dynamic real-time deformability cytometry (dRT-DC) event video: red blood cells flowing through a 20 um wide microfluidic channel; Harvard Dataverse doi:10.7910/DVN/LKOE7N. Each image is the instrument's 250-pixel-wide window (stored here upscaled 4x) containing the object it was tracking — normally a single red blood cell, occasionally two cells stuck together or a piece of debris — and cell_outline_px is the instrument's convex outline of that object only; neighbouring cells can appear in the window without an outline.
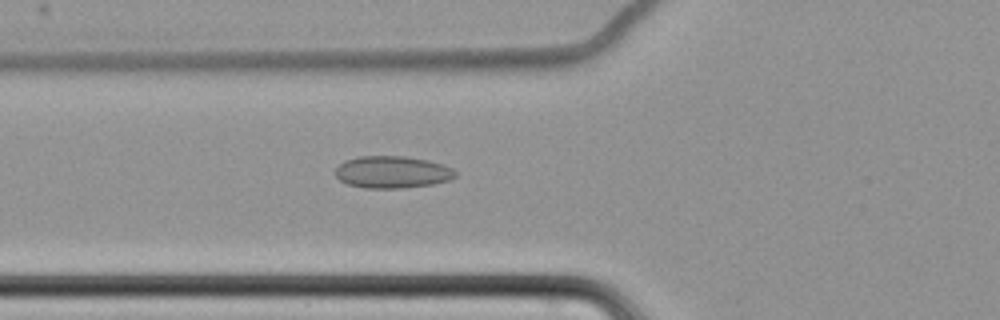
{"species": "common noctule bat (a hibernating species)", "species_latin": "Nyctalus noctula", "temperature_condition": "cold", "stored_images_in_passage": 63, "camera_frame_rate_fps": 3000, "um_per_image_px": 0.085, "animal": {"sex": "female", "body_mass_g": 22.7, "forearm_length_mm": 54.2}, "frame": {"image": 1, "passage_image": 26, "time_ms": 8.333, "image_size_px": [1000, 320], "cell_outline_px": [[456, 176], [448, 180], [432, 184], [404, 188], [364, 188], [348, 184], [340, 180], [336, 176], [336, 168], [344, 160], [360, 156], [404, 156], [428, 160], [444, 164], [452, 168], [456, 172]], "centroid_in_image_um": [33.35, 14.62], "position_along_channel_um": 92.5, "area_um2": 22.48}}
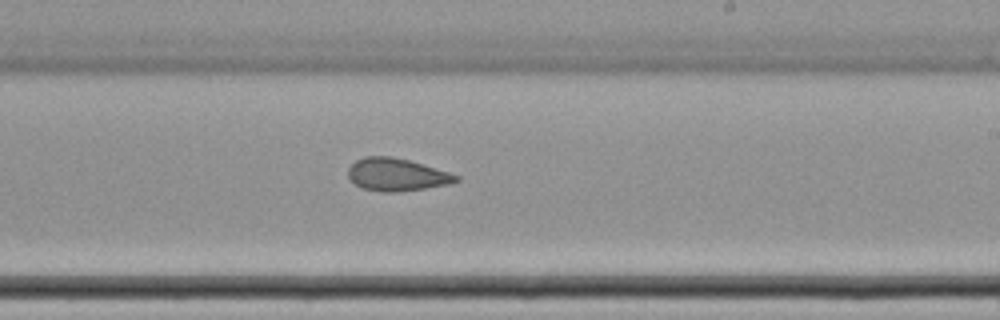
{"frame": {"image": 2, "passage_image": 40, "time_ms": 13.0, "image_size_px": [1000, 320], "cell_outline_px": [[460, 180], [448, 184], [424, 188], [396, 192], [384, 192], [360, 188], [348, 176], [348, 168], [356, 160], [364, 156], [392, 156], [408, 160], [448, 172], [460, 176]], "centroid_in_image_um": [33.69, 14.84], "position_along_channel_um": 255.3, "area_um2": 20.35}}
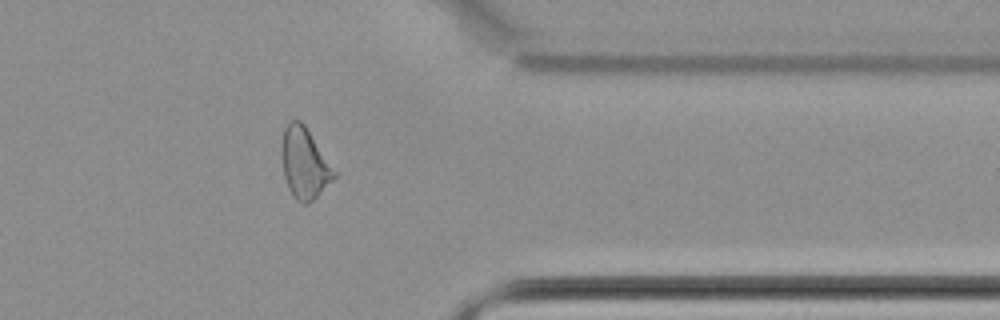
{"frame": {"image": 3, "passage_image": 52, "time_ms": 17.0, "image_size_px": [1000, 320], "cell_outline_px": [[336, 176], [308, 204], [300, 204], [292, 196], [288, 188], [284, 176], [280, 152], [280, 144], [284, 128], [288, 120], [300, 120], [304, 124], [336, 172]], "centroid_in_image_um": [25.82, 13.86], "position_along_channel_um": 385.6, "area_um2": 21.68}, "authors_computed_cell_mechanics": {"area_um2": 23.12, "velocity_mm_per_s": 3.4886, "shape_relaxation_time_tau1_ms": null, "shape_relaxation_time_tau2_ms": 3.3846, "deformation_change_tau1": null, "deformation_change_tau2": 0.0975}}